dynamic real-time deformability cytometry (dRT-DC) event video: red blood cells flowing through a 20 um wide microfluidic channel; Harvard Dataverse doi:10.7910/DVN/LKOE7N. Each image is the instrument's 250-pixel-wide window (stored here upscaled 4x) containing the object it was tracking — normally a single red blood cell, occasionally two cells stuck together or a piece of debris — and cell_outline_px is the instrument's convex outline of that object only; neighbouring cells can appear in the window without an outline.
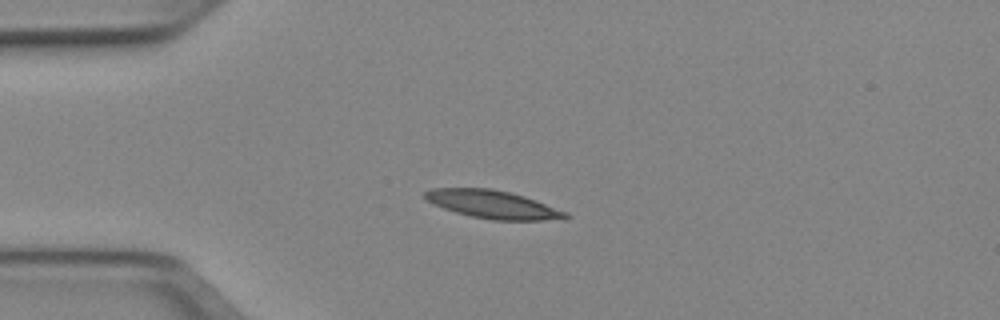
{"species": "Egyptian fruit bat (a non-hibernating species)", "species_latin": "Rousettus aegyptiacus", "temperature_condition": "cold", "stored_images_in_passage": 4, "camera_frame_rate_fps": 3000, "um_per_image_px": 0.085, "animal": {"sex": "female"}, "frame": {"image": 1, "passage_image": 1, "time_ms": 0.0, "image_size_px": [1000, 320], "cell_outline_px": [[572, 216], [564, 220], [492, 220], [472, 216], [456, 212], [444, 208], [424, 200], [424, 192], [432, 188], [492, 188], [512, 192], [524, 196], [568, 212]], "centroid_in_image_um": [41.93, 17.38], "position_along_channel_um": 43.1, "area_um2": 23.18}}
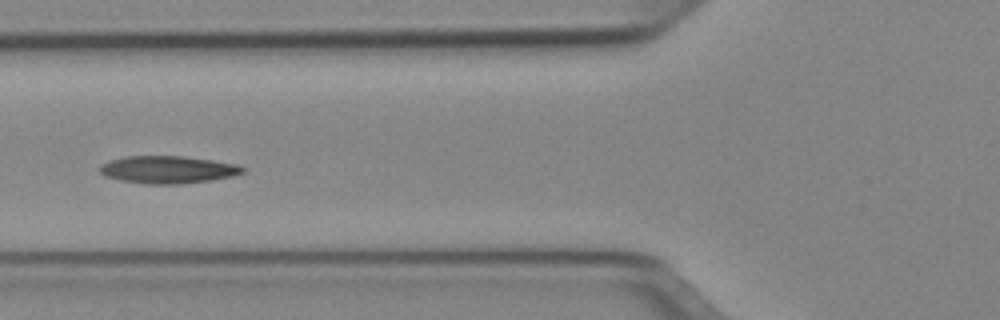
{"frame": {"image": 2, "passage_image": 3, "time_ms": 0.667, "image_size_px": [1000, 320], "cell_outline_px": [[248, 168], [244, 172], [232, 176], [212, 180], [176, 184], [148, 184], [120, 180], [104, 176], [100, 172], [100, 164], [108, 160], [124, 156], [184, 156], [212, 160], [236, 164]], "centroid_in_image_um": [14.26, 14.41], "position_along_channel_um": 111.5, "area_um2": 23.0}}
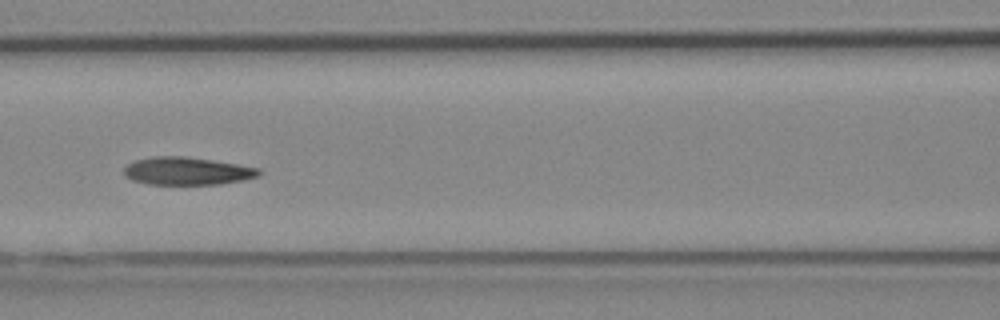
{"frame": {"image": 3, "passage_image": 4, "time_ms": 1.0, "image_size_px": [1000, 320], "cell_outline_px": [[260, 176], [244, 180], [220, 184], [148, 184], [132, 180], [124, 176], [124, 168], [128, 164], [136, 160], [152, 156], [184, 156], [212, 160], [260, 168]], "centroid_in_image_um": [15.9, 14.54], "position_along_channel_um": 150.7, "area_um2": 21.85}}